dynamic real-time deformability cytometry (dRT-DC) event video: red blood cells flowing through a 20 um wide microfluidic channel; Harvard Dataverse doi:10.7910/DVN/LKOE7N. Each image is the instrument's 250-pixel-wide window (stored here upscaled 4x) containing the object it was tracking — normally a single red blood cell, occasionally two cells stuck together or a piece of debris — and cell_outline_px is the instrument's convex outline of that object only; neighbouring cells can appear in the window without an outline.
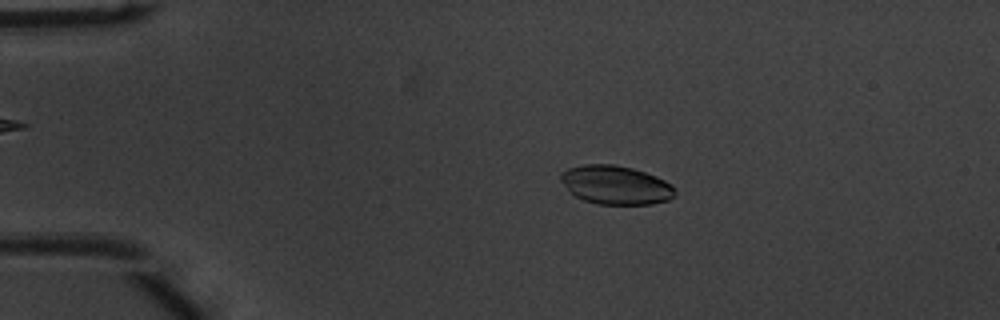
{"species": "common noctule bat (a hibernating species)", "species_latin": "Nyctalus noctula", "temperature_condition": "warm", "stored_images_in_passage": 50, "camera_frame_rate_fps": 3000, "um_per_image_px": 0.085, "animal": {"sex": "male", "body_mass_g": 20.1, "forearm_length_mm": 53.5}, "frame": {"image": 1, "passage_image": 10, "time_ms": 3.0, "image_size_px": [1000, 320], "cell_outline_px": [[676, 196], [668, 200], [652, 204], [596, 204], [584, 200], [576, 196], [560, 180], [560, 172], [568, 168], [584, 164], [616, 164], [632, 168], [656, 176], [664, 180], [676, 192]], "centroid_in_image_um": [52.33, 15.72], "position_along_channel_um": 32.7, "area_um2": 25.66}}
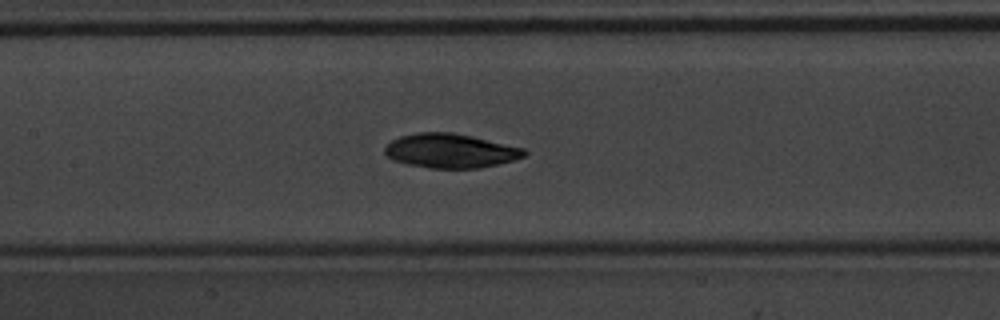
{"frame": {"image": 2, "passage_image": 24, "time_ms": 7.667, "image_size_px": [1000, 320], "cell_outline_px": [[528, 152], [524, 156], [512, 160], [480, 168], [428, 168], [404, 164], [392, 160], [384, 152], [384, 148], [392, 140], [400, 136], [416, 132], [452, 132], [472, 136], [524, 148]], "centroid_in_image_um": [38.25, 12.82], "position_along_channel_um": 169.2, "area_um2": 27.86}}
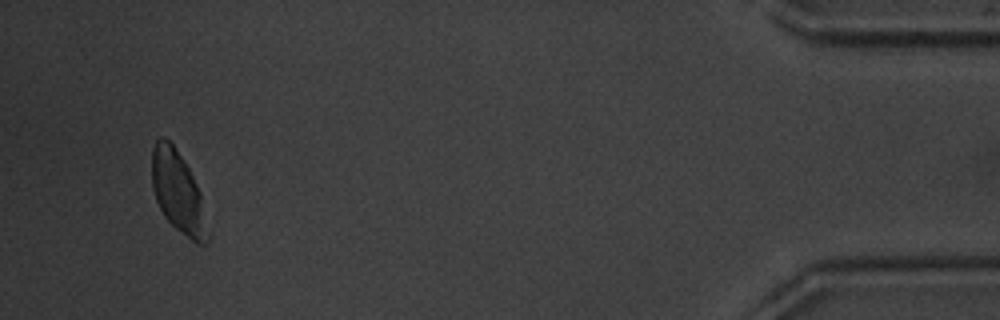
{"frame": {"image": 3, "passage_image": 48, "time_ms": 15.667, "image_size_px": [1000, 320], "cell_outline_px": [[208, 244], [196, 244], [176, 228], [164, 216], [156, 200], [152, 188], [152, 148], [156, 140], [160, 136], [164, 136], [172, 144], [184, 160], [200, 192], [208, 236]], "centroid_in_image_um": [15.1, 16.32], "position_along_channel_um": 420.1, "area_um2": 26.07}, "authors_computed_cell_mechanics": {"area_um2": 26.6458, "velocity_mm_per_s": 4.0257, "shape_relaxation_time_tau1_ms": null, "shape_relaxation_time_tau2_ms": 4.4946, "deformation_change_tau1": null, "deformation_change_tau2": 0.0851}}